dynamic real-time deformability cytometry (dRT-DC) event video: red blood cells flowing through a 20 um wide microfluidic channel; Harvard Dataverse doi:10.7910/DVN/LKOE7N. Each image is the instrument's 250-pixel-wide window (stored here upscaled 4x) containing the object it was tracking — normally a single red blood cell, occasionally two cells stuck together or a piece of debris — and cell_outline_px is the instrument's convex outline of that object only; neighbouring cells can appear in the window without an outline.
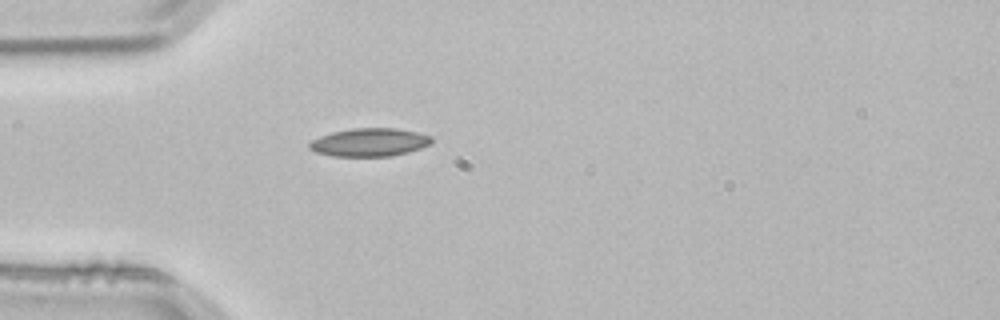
{"species": "common noctule bat (a hibernating species)", "species_latin": "Nyctalus noctula", "temperature_condition": "room temperature", "stored_images_in_passage": 1, "camera_frame_rate_fps": 3000, "um_per_image_px": 0.085, "animal": {"sex": "male", "body_mass_g": 21.5, "forearm_length_mm": 52.0}, "frame": {"image": 1, "passage_image": 1, "time_ms": 0.0, "image_size_px": [1000, 320], "cell_outline_px": [[432, 144], [408, 152], [392, 156], [332, 156], [316, 152], [308, 148], [308, 144], [312, 140], [320, 136], [332, 132], [352, 128], [396, 128], [416, 132], [432, 136]], "centroid_in_image_um": [31.41, 12.09], "position_along_channel_um": 53.6, "area_um2": 20.11}}